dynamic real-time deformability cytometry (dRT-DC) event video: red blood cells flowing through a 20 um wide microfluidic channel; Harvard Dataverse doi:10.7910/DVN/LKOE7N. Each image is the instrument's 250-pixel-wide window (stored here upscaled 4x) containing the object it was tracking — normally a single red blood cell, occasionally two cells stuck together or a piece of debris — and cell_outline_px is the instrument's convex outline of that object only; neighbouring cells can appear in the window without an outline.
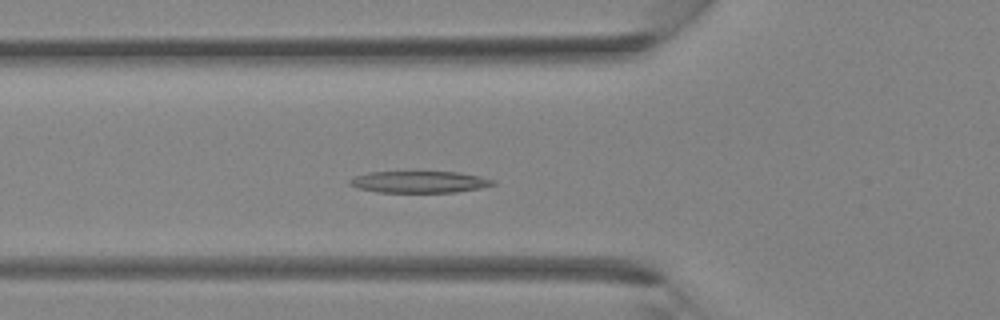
{"species": "Egyptian fruit bat (a non-hibernating species)", "species_latin": "Rousettus aegyptiacus", "temperature_condition": "room temperature", "stored_images_in_passage": 35, "camera_frame_rate_fps": 3000, "um_per_image_px": 0.085, "animal": {"sex": "female"}, "frame": {"image": 1, "passage_image": 11, "time_ms": 3.333, "image_size_px": [1000, 320], "cell_outline_px": [[496, 184], [480, 188], [456, 192], [376, 192], [356, 188], [348, 184], [348, 180], [356, 176], [368, 172], [460, 172], [496, 180]], "centroid_in_image_um": [35.63, 15.46], "position_along_channel_um": 90.2, "area_um2": 18.15}}
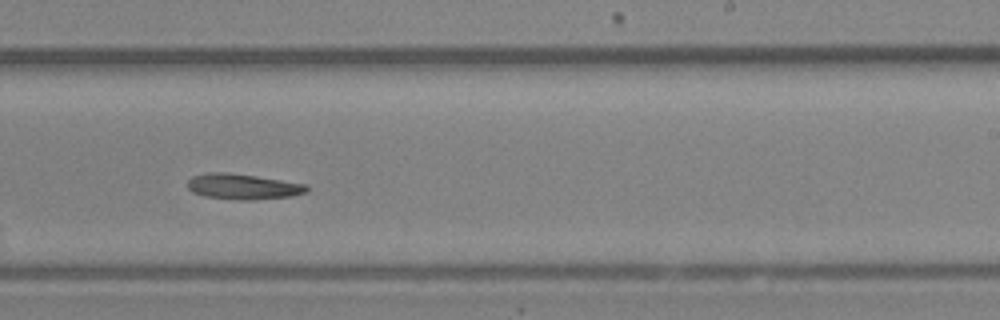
{"frame": {"image": 2, "passage_image": 21, "time_ms": 6.667, "image_size_px": [1000, 320], "cell_outline_px": [[308, 192], [292, 196], [252, 200], [244, 200], [204, 196], [192, 192], [188, 188], [188, 180], [192, 176], [208, 172], [228, 172], [256, 176], [308, 184]], "centroid_in_image_um": [20.67, 15.85], "position_along_channel_um": 268.3, "area_um2": 17.8}}
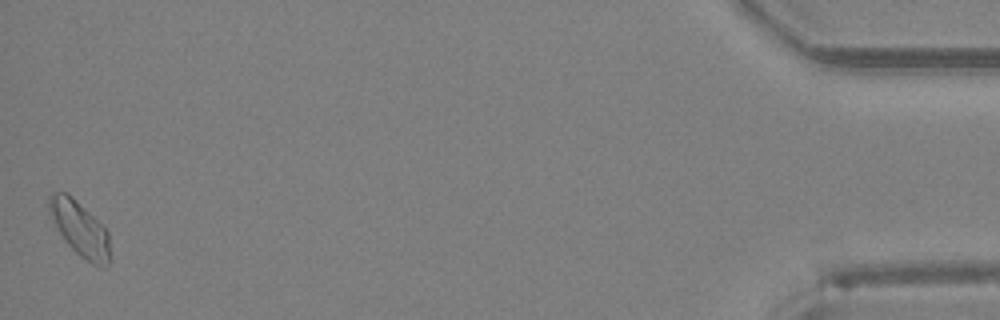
{"frame": {"image": 3, "passage_image": 35, "time_ms": 11.333, "image_size_px": [1000, 320], "cell_outline_px": [[112, 260], [104, 268], [92, 264], [80, 256], [64, 240], [48, 212], [48, 196], [52, 192], [68, 192], [108, 232]], "centroid_in_image_um": [6.79, 19.47], "position_along_channel_um": 428.4, "area_um2": 19.48}}